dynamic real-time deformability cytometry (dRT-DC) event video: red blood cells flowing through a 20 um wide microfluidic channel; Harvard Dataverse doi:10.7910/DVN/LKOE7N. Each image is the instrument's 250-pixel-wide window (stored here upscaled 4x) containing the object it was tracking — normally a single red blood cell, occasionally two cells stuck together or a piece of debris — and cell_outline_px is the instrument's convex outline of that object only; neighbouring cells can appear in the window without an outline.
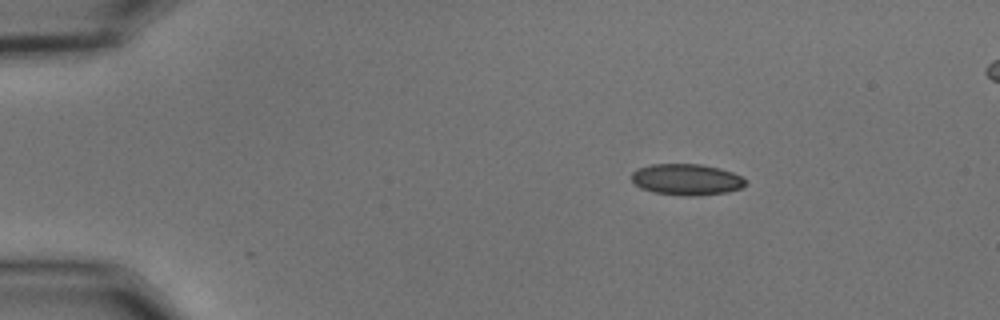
{"species": "common noctule bat (a hibernating species)", "species_latin": "Nyctalus noctula", "temperature_condition": "cold", "stored_images_in_passage": 47, "camera_frame_rate_fps": 3000, "um_per_image_px": 0.085, "animal": {"sex": "male", "body_mass_g": 15.6}, "frame": {"image": 1, "passage_image": 1, "time_ms": 0.0, "image_size_px": [1000, 320], "cell_outline_px": [[748, 184], [740, 188], [728, 192], [688, 196], [652, 192], [640, 188], [632, 180], [632, 172], [640, 168], [652, 164], [700, 164], [720, 168], [732, 172], [740, 176]], "centroid_in_image_um": [58.36, 15.25], "position_along_channel_um": 26.6, "area_um2": 20.58}}
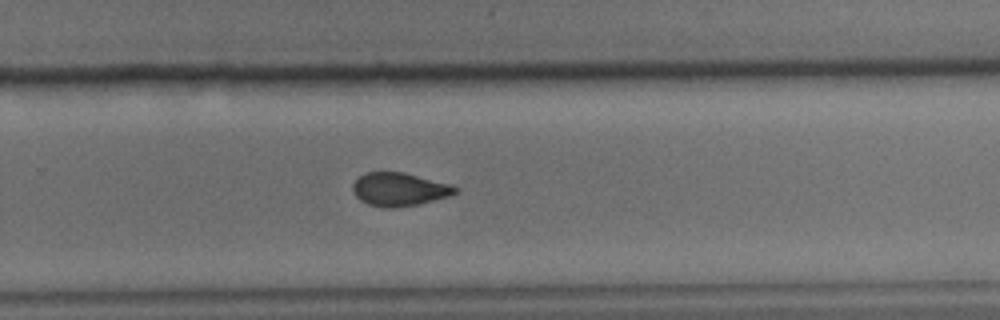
{"frame": {"image": 2, "passage_image": 29, "time_ms": 9.333, "image_size_px": [1000, 320], "cell_outline_px": [[460, 188], [456, 192], [448, 196], [420, 204], [392, 208], [384, 208], [368, 204], [360, 200], [352, 192], [352, 184], [364, 172], [404, 172], [452, 184]], "centroid_in_image_um": [33.94, 16.09], "position_along_channel_um": 295.9, "area_um2": 20.06}}
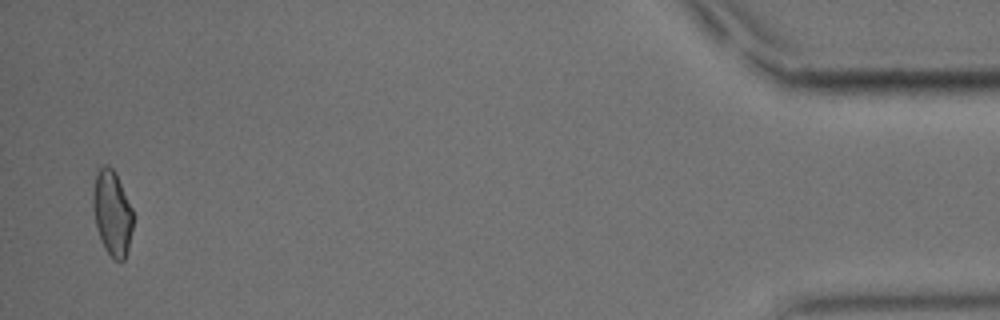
{"frame": {"image": 3, "passage_image": 46, "time_ms": 15.0, "image_size_px": [1000, 320], "cell_outline_px": [[132, 228], [128, 248], [124, 260], [116, 260], [104, 248], [100, 240], [92, 208], [92, 192], [96, 172], [104, 164], [108, 164], [116, 172], [132, 208]], "centroid_in_image_um": [9.51, 18.05], "position_along_channel_um": 425.7, "area_um2": 19.88}, "authors_computed_cell_mechanics": {"area_um2": 20.2878, "velocity_mm_per_s": 3.654, "shape_relaxation_time_tau1_ms": 6.0814, "shape_relaxation_time_tau2_ms": 1.3729, "deformation_change_tau1": 0.1208, "deformation_change_tau2": 0.0561}}